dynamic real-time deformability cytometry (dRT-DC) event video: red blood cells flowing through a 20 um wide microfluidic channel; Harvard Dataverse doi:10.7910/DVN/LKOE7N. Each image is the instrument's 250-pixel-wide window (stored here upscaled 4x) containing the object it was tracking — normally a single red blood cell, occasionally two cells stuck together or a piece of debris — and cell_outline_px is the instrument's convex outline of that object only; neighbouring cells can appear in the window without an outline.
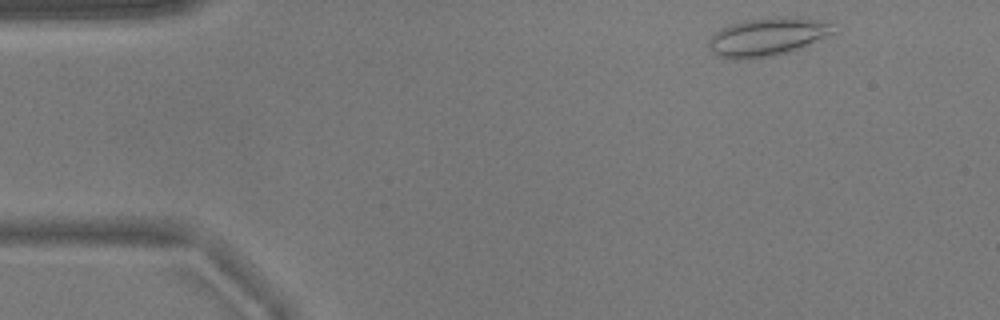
{"species": "common noctule bat (a hibernating species)", "species_latin": "Nyctalus noctula", "temperature_condition": "warm", "stored_images_in_passage": 49, "camera_frame_rate_fps": 3000, "um_per_image_px": 0.085, "animal": {"sex": "male", "body_mass_g": 17.9}, "frame": {"image": 1, "passage_image": 2, "time_ms": 0.333, "image_size_px": [1000, 320], "cell_outline_px": [[836, 32], [800, 48], [788, 52], [772, 56], [752, 60], [732, 60], [716, 56], [708, 48], [708, 40], [720, 28], [728, 24], [744, 20], [780, 16], [796, 16], [816, 20], [828, 24]], "centroid_in_image_um": [65.13, 3.15], "position_along_channel_um": 19.9, "area_um2": 28.09}}
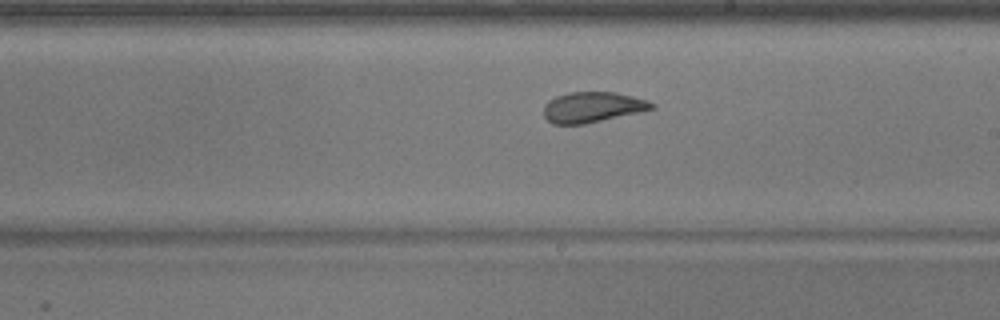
{"frame": {"image": 2, "passage_image": 26, "time_ms": 8.333, "image_size_px": [1000, 320], "cell_outline_px": [[656, 108], [640, 112], [584, 124], [552, 124], [544, 116], [544, 104], [548, 100], [556, 96], [568, 92], [616, 92], [648, 100], [656, 104]], "centroid_in_image_um": [50.37, 9.1], "position_along_channel_um": 238.6, "area_um2": 19.31}}
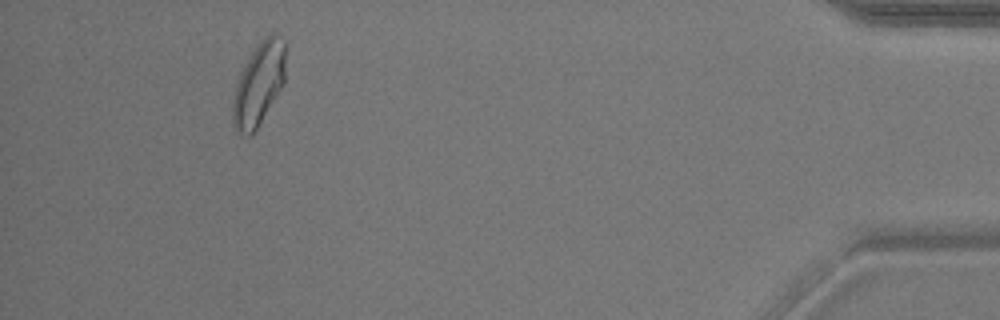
{"frame": {"image": 3, "passage_image": 45, "time_ms": 14.667, "image_size_px": [1000, 320], "cell_outline_px": [[284, 84], [252, 136], [248, 136], [236, 132], [232, 120], [232, 100], [236, 84], [240, 72], [252, 52], [260, 40], [268, 32], [272, 32], [284, 40]], "centroid_in_image_um": [21.97, 7.16], "position_along_channel_um": 413.2, "area_um2": 25.55}, "authors_computed_cell_mechanics": {"area_um2": 21.7328, "velocity_mm_per_s": 3.7756, "shape_relaxation_time_tau1_ms": 10.179, "shape_relaxation_time_tau2_ms": 1.4151, "deformation_change_tau1": 0.2532, "deformation_change_tau2": 0.084}}